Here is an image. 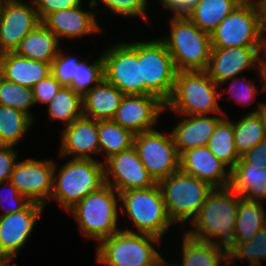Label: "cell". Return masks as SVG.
Instances as JSON below:
<instances>
[{
    "label": "cell",
    "mask_w": 266,
    "mask_h": 266,
    "mask_svg": "<svg viewBox=\"0 0 266 266\" xmlns=\"http://www.w3.org/2000/svg\"><path fill=\"white\" fill-rule=\"evenodd\" d=\"M33 121L25 112L0 105V145H17L29 131Z\"/></svg>",
    "instance_id": "1f68e13d"
},
{
    "label": "cell",
    "mask_w": 266,
    "mask_h": 266,
    "mask_svg": "<svg viewBox=\"0 0 266 266\" xmlns=\"http://www.w3.org/2000/svg\"><path fill=\"white\" fill-rule=\"evenodd\" d=\"M16 1H22V0H0V4L6 3V2H16Z\"/></svg>",
    "instance_id": "db71d44e"
},
{
    "label": "cell",
    "mask_w": 266,
    "mask_h": 266,
    "mask_svg": "<svg viewBox=\"0 0 266 266\" xmlns=\"http://www.w3.org/2000/svg\"><path fill=\"white\" fill-rule=\"evenodd\" d=\"M260 8V13H261V26H262V31L264 34V37L266 38V0H263L259 4Z\"/></svg>",
    "instance_id": "c3c4849f"
},
{
    "label": "cell",
    "mask_w": 266,
    "mask_h": 266,
    "mask_svg": "<svg viewBox=\"0 0 266 266\" xmlns=\"http://www.w3.org/2000/svg\"><path fill=\"white\" fill-rule=\"evenodd\" d=\"M228 265L236 260L246 259L250 266H262L261 259L266 260V226L247 242L228 243Z\"/></svg>",
    "instance_id": "e575fe53"
},
{
    "label": "cell",
    "mask_w": 266,
    "mask_h": 266,
    "mask_svg": "<svg viewBox=\"0 0 266 266\" xmlns=\"http://www.w3.org/2000/svg\"><path fill=\"white\" fill-rule=\"evenodd\" d=\"M248 164L266 168V139L241 156Z\"/></svg>",
    "instance_id": "f6af8a7d"
},
{
    "label": "cell",
    "mask_w": 266,
    "mask_h": 266,
    "mask_svg": "<svg viewBox=\"0 0 266 266\" xmlns=\"http://www.w3.org/2000/svg\"><path fill=\"white\" fill-rule=\"evenodd\" d=\"M161 239L134 230L121 229L96 246V261L107 266H161L164 258L154 245Z\"/></svg>",
    "instance_id": "7a4b0ae2"
},
{
    "label": "cell",
    "mask_w": 266,
    "mask_h": 266,
    "mask_svg": "<svg viewBox=\"0 0 266 266\" xmlns=\"http://www.w3.org/2000/svg\"><path fill=\"white\" fill-rule=\"evenodd\" d=\"M2 79V68H1V65H0V80Z\"/></svg>",
    "instance_id": "11a10c76"
},
{
    "label": "cell",
    "mask_w": 266,
    "mask_h": 266,
    "mask_svg": "<svg viewBox=\"0 0 266 266\" xmlns=\"http://www.w3.org/2000/svg\"><path fill=\"white\" fill-rule=\"evenodd\" d=\"M169 218L175 224L192 222L213 190L208 183L180 169L158 182ZM191 219V220H190Z\"/></svg>",
    "instance_id": "ba28073f"
},
{
    "label": "cell",
    "mask_w": 266,
    "mask_h": 266,
    "mask_svg": "<svg viewBox=\"0 0 266 266\" xmlns=\"http://www.w3.org/2000/svg\"><path fill=\"white\" fill-rule=\"evenodd\" d=\"M184 116L172 129L171 134L179 156L187 150L207 146L221 116Z\"/></svg>",
    "instance_id": "7402d4cb"
},
{
    "label": "cell",
    "mask_w": 266,
    "mask_h": 266,
    "mask_svg": "<svg viewBox=\"0 0 266 266\" xmlns=\"http://www.w3.org/2000/svg\"><path fill=\"white\" fill-rule=\"evenodd\" d=\"M11 262L13 260L10 257L0 254V266H12Z\"/></svg>",
    "instance_id": "681fc988"
},
{
    "label": "cell",
    "mask_w": 266,
    "mask_h": 266,
    "mask_svg": "<svg viewBox=\"0 0 266 266\" xmlns=\"http://www.w3.org/2000/svg\"><path fill=\"white\" fill-rule=\"evenodd\" d=\"M220 87L206 71H177L174 88L165 109L179 115H225L218 103Z\"/></svg>",
    "instance_id": "277c9868"
},
{
    "label": "cell",
    "mask_w": 266,
    "mask_h": 266,
    "mask_svg": "<svg viewBox=\"0 0 266 266\" xmlns=\"http://www.w3.org/2000/svg\"><path fill=\"white\" fill-rule=\"evenodd\" d=\"M264 54L263 56H266V52ZM261 69L264 76V92L266 93V59L264 58L261 60Z\"/></svg>",
    "instance_id": "f907efd6"
},
{
    "label": "cell",
    "mask_w": 266,
    "mask_h": 266,
    "mask_svg": "<svg viewBox=\"0 0 266 266\" xmlns=\"http://www.w3.org/2000/svg\"><path fill=\"white\" fill-rule=\"evenodd\" d=\"M63 49L51 63V74L60 82L62 86L68 87L75 76V64L81 59L66 55Z\"/></svg>",
    "instance_id": "ab89813d"
},
{
    "label": "cell",
    "mask_w": 266,
    "mask_h": 266,
    "mask_svg": "<svg viewBox=\"0 0 266 266\" xmlns=\"http://www.w3.org/2000/svg\"><path fill=\"white\" fill-rule=\"evenodd\" d=\"M151 130L135 134L134 147L148 173L156 182L179 170V154L170 132Z\"/></svg>",
    "instance_id": "7c38bea8"
},
{
    "label": "cell",
    "mask_w": 266,
    "mask_h": 266,
    "mask_svg": "<svg viewBox=\"0 0 266 266\" xmlns=\"http://www.w3.org/2000/svg\"><path fill=\"white\" fill-rule=\"evenodd\" d=\"M222 163L207 146L183 152L179 158V169L213 188H225L230 183L231 170Z\"/></svg>",
    "instance_id": "d6986e66"
},
{
    "label": "cell",
    "mask_w": 266,
    "mask_h": 266,
    "mask_svg": "<svg viewBox=\"0 0 266 266\" xmlns=\"http://www.w3.org/2000/svg\"><path fill=\"white\" fill-rule=\"evenodd\" d=\"M181 265L175 266H226L228 250L224 245L197 240L184 233L181 240ZM221 264V265H220Z\"/></svg>",
    "instance_id": "484cf974"
},
{
    "label": "cell",
    "mask_w": 266,
    "mask_h": 266,
    "mask_svg": "<svg viewBox=\"0 0 266 266\" xmlns=\"http://www.w3.org/2000/svg\"><path fill=\"white\" fill-rule=\"evenodd\" d=\"M173 15H186L198 0H159Z\"/></svg>",
    "instance_id": "bcb514c9"
},
{
    "label": "cell",
    "mask_w": 266,
    "mask_h": 266,
    "mask_svg": "<svg viewBox=\"0 0 266 266\" xmlns=\"http://www.w3.org/2000/svg\"><path fill=\"white\" fill-rule=\"evenodd\" d=\"M148 0H90L88 2L91 9H96V5L102 3L104 7L112 13H117L123 17H141L149 22L147 14Z\"/></svg>",
    "instance_id": "74e56055"
},
{
    "label": "cell",
    "mask_w": 266,
    "mask_h": 266,
    "mask_svg": "<svg viewBox=\"0 0 266 266\" xmlns=\"http://www.w3.org/2000/svg\"><path fill=\"white\" fill-rule=\"evenodd\" d=\"M0 65L5 80L29 88L51 74V63L22 57L15 52L0 54Z\"/></svg>",
    "instance_id": "603a6c76"
},
{
    "label": "cell",
    "mask_w": 266,
    "mask_h": 266,
    "mask_svg": "<svg viewBox=\"0 0 266 266\" xmlns=\"http://www.w3.org/2000/svg\"><path fill=\"white\" fill-rule=\"evenodd\" d=\"M246 200L266 201V168L248 164L242 157L231 169L228 186Z\"/></svg>",
    "instance_id": "cb8c5ba5"
},
{
    "label": "cell",
    "mask_w": 266,
    "mask_h": 266,
    "mask_svg": "<svg viewBox=\"0 0 266 266\" xmlns=\"http://www.w3.org/2000/svg\"><path fill=\"white\" fill-rule=\"evenodd\" d=\"M0 105L25 112L34 120L29 110L35 106L32 88L9 82L2 77L0 80Z\"/></svg>",
    "instance_id": "d590c367"
},
{
    "label": "cell",
    "mask_w": 266,
    "mask_h": 266,
    "mask_svg": "<svg viewBox=\"0 0 266 266\" xmlns=\"http://www.w3.org/2000/svg\"><path fill=\"white\" fill-rule=\"evenodd\" d=\"M33 2L41 21L51 13L82 4L81 0H33Z\"/></svg>",
    "instance_id": "7bdbcfd3"
},
{
    "label": "cell",
    "mask_w": 266,
    "mask_h": 266,
    "mask_svg": "<svg viewBox=\"0 0 266 266\" xmlns=\"http://www.w3.org/2000/svg\"><path fill=\"white\" fill-rule=\"evenodd\" d=\"M124 96L103 78L82 96L83 116L94 120H112Z\"/></svg>",
    "instance_id": "d4e9b609"
},
{
    "label": "cell",
    "mask_w": 266,
    "mask_h": 266,
    "mask_svg": "<svg viewBox=\"0 0 266 266\" xmlns=\"http://www.w3.org/2000/svg\"><path fill=\"white\" fill-rule=\"evenodd\" d=\"M119 196L123 204H119V208L130 217L135 233L150 234L162 240L173 222L168 216L158 182L149 188L119 193Z\"/></svg>",
    "instance_id": "52a82bcc"
},
{
    "label": "cell",
    "mask_w": 266,
    "mask_h": 266,
    "mask_svg": "<svg viewBox=\"0 0 266 266\" xmlns=\"http://www.w3.org/2000/svg\"><path fill=\"white\" fill-rule=\"evenodd\" d=\"M240 195L229 187L213 188L188 230L189 236L226 246L233 237Z\"/></svg>",
    "instance_id": "6da1fadb"
},
{
    "label": "cell",
    "mask_w": 266,
    "mask_h": 266,
    "mask_svg": "<svg viewBox=\"0 0 266 266\" xmlns=\"http://www.w3.org/2000/svg\"><path fill=\"white\" fill-rule=\"evenodd\" d=\"M236 151L241 157L247 151L266 139V133L256 114L247 113L233 122Z\"/></svg>",
    "instance_id": "836d02e7"
},
{
    "label": "cell",
    "mask_w": 266,
    "mask_h": 266,
    "mask_svg": "<svg viewBox=\"0 0 266 266\" xmlns=\"http://www.w3.org/2000/svg\"><path fill=\"white\" fill-rule=\"evenodd\" d=\"M60 42L43 23H40L20 41L14 52L32 60L52 63L61 49Z\"/></svg>",
    "instance_id": "4316f807"
},
{
    "label": "cell",
    "mask_w": 266,
    "mask_h": 266,
    "mask_svg": "<svg viewBox=\"0 0 266 266\" xmlns=\"http://www.w3.org/2000/svg\"><path fill=\"white\" fill-rule=\"evenodd\" d=\"M104 184L103 162L97 159L71 158L59 170L54 166L51 198L68 212Z\"/></svg>",
    "instance_id": "5b68a950"
},
{
    "label": "cell",
    "mask_w": 266,
    "mask_h": 266,
    "mask_svg": "<svg viewBox=\"0 0 266 266\" xmlns=\"http://www.w3.org/2000/svg\"><path fill=\"white\" fill-rule=\"evenodd\" d=\"M207 147L230 170L241 158L235 147L233 122L228 116L217 123Z\"/></svg>",
    "instance_id": "f546056e"
},
{
    "label": "cell",
    "mask_w": 266,
    "mask_h": 266,
    "mask_svg": "<svg viewBox=\"0 0 266 266\" xmlns=\"http://www.w3.org/2000/svg\"><path fill=\"white\" fill-rule=\"evenodd\" d=\"M55 164L52 159L21 160L15 164L9 181L31 202L46 206L51 199Z\"/></svg>",
    "instance_id": "9a60e30c"
},
{
    "label": "cell",
    "mask_w": 266,
    "mask_h": 266,
    "mask_svg": "<svg viewBox=\"0 0 266 266\" xmlns=\"http://www.w3.org/2000/svg\"><path fill=\"white\" fill-rule=\"evenodd\" d=\"M257 109L249 112V114H256L257 117L260 120L261 125L263 126L265 133H266V103H260L257 104Z\"/></svg>",
    "instance_id": "7dc6e473"
},
{
    "label": "cell",
    "mask_w": 266,
    "mask_h": 266,
    "mask_svg": "<svg viewBox=\"0 0 266 266\" xmlns=\"http://www.w3.org/2000/svg\"><path fill=\"white\" fill-rule=\"evenodd\" d=\"M96 12L83 10L81 5L47 15L41 22L60 40L80 38L99 32Z\"/></svg>",
    "instance_id": "44dd1931"
},
{
    "label": "cell",
    "mask_w": 266,
    "mask_h": 266,
    "mask_svg": "<svg viewBox=\"0 0 266 266\" xmlns=\"http://www.w3.org/2000/svg\"><path fill=\"white\" fill-rule=\"evenodd\" d=\"M263 204V202L240 199L235 229L229 243L247 242L266 226V210Z\"/></svg>",
    "instance_id": "f1b7e54d"
},
{
    "label": "cell",
    "mask_w": 266,
    "mask_h": 266,
    "mask_svg": "<svg viewBox=\"0 0 266 266\" xmlns=\"http://www.w3.org/2000/svg\"><path fill=\"white\" fill-rule=\"evenodd\" d=\"M100 153L105 159L134 146L135 134L113 120H98Z\"/></svg>",
    "instance_id": "4dcf8cb0"
},
{
    "label": "cell",
    "mask_w": 266,
    "mask_h": 266,
    "mask_svg": "<svg viewBox=\"0 0 266 266\" xmlns=\"http://www.w3.org/2000/svg\"><path fill=\"white\" fill-rule=\"evenodd\" d=\"M161 266H175V264H170L169 262H166V260L164 259V260L162 261Z\"/></svg>",
    "instance_id": "816d5d0a"
},
{
    "label": "cell",
    "mask_w": 266,
    "mask_h": 266,
    "mask_svg": "<svg viewBox=\"0 0 266 266\" xmlns=\"http://www.w3.org/2000/svg\"><path fill=\"white\" fill-rule=\"evenodd\" d=\"M5 188L9 189L7 190V193H5ZM0 189H4L2 190V192H4V195L0 190V207L3 210L2 213L0 212V216H6L10 213L14 214L20 212L31 203V201L26 196L19 193L18 189L10 181L0 182ZM6 200L7 202H9V205L6 204ZM3 202L6 205L2 204Z\"/></svg>",
    "instance_id": "f35d334b"
},
{
    "label": "cell",
    "mask_w": 266,
    "mask_h": 266,
    "mask_svg": "<svg viewBox=\"0 0 266 266\" xmlns=\"http://www.w3.org/2000/svg\"><path fill=\"white\" fill-rule=\"evenodd\" d=\"M165 44L177 71H206L212 51L210 33L200 30L186 15L169 18Z\"/></svg>",
    "instance_id": "3957f363"
},
{
    "label": "cell",
    "mask_w": 266,
    "mask_h": 266,
    "mask_svg": "<svg viewBox=\"0 0 266 266\" xmlns=\"http://www.w3.org/2000/svg\"><path fill=\"white\" fill-rule=\"evenodd\" d=\"M141 95H152L166 103L171 97L177 70L160 39L141 42Z\"/></svg>",
    "instance_id": "30bf717a"
},
{
    "label": "cell",
    "mask_w": 266,
    "mask_h": 266,
    "mask_svg": "<svg viewBox=\"0 0 266 266\" xmlns=\"http://www.w3.org/2000/svg\"><path fill=\"white\" fill-rule=\"evenodd\" d=\"M266 46H240L230 48H212L209 64L206 69L208 76L218 85H222L248 69H255L263 83L264 76L261 60Z\"/></svg>",
    "instance_id": "4fadbf2b"
},
{
    "label": "cell",
    "mask_w": 266,
    "mask_h": 266,
    "mask_svg": "<svg viewBox=\"0 0 266 266\" xmlns=\"http://www.w3.org/2000/svg\"><path fill=\"white\" fill-rule=\"evenodd\" d=\"M59 157L72 156V159H95L93 154L100 153L98 120L85 116L65 126L61 133Z\"/></svg>",
    "instance_id": "ffe728a7"
},
{
    "label": "cell",
    "mask_w": 266,
    "mask_h": 266,
    "mask_svg": "<svg viewBox=\"0 0 266 266\" xmlns=\"http://www.w3.org/2000/svg\"><path fill=\"white\" fill-rule=\"evenodd\" d=\"M31 2L0 4V54L14 52L20 41L42 23L33 0Z\"/></svg>",
    "instance_id": "2e32d148"
},
{
    "label": "cell",
    "mask_w": 266,
    "mask_h": 266,
    "mask_svg": "<svg viewBox=\"0 0 266 266\" xmlns=\"http://www.w3.org/2000/svg\"><path fill=\"white\" fill-rule=\"evenodd\" d=\"M44 209V205L31 202L20 212L0 216L1 255L8 256L14 261L18 251L26 245Z\"/></svg>",
    "instance_id": "ac0fdd59"
},
{
    "label": "cell",
    "mask_w": 266,
    "mask_h": 266,
    "mask_svg": "<svg viewBox=\"0 0 266 266\" xmlns=\"http://www.w3.org/2000/svg\"><path fill=\"white\" fill-rule=\"evenodd\" d=\"M103 164L105 183L118 193L149 188L157 183L144 167L134 146L112 155Z\"/></svg>",
    "instance_id": "5bb4252c"
},
{
    "label": "cell",
    "mask_w": 266,
    "mask_h": 266,
    "mask_svg": "<svg viewBox=\"0 0 266 266\" xmlns=\"http://www.w3.org/2000/svg\"><path fill=\"white\" fill-rule=\"evenodd\" d=\"M101 55L104 79L124 95H141V41H118Z\"/></svg>",
    "instance_id": "8fae6325"
},
{
    "label": "cell",
    "mask_w": 266,
    "mask_h": 266,
    "mask_svg": "<svg viewBox=\"0 0 266 266\" xmlns=\"http://www.w3.org/2000/svg\"><path fill=\"white\" fill-rule=\"evenodd\" d=\"M230 80L229 89H227V92L230 93L232 96V99H234L236 102L246 105L247 106L254 101V98L256 97L258 90L253 82L248 79L245 80L244 78L240 77H234ZM253 99V100H252Z\"/></svg>",
    "instance_id": "60d3db41"
},
{
    "label": "cell",
    "mask_w": 266,
    "mask_h": 266,
    "mask_svg": "<svg viewBox=\"0 0 266 266\" xmlns=\"http://www.w3.org/2000/svg\"><path fill=\"white\" fill-rule=\"evenodd\" d=\"M212 48L266 46L258 4L242 1L210 33Z\"/></svg>",
    "instance_id": "9c48e42d"
},
{
    "label": "cell",
    "mask_w": 266,
    "mask_h": 266,
    "mask_svg": "<svg viewBox=\"0 0 266 266\" xmlns=\"http://www.w3.org/2000/svg\"><path fill=\"white\" fill-rule=\"evenodd\" d=\"M243 0H198L186 16L202 31L213 32Z\"/></svg>",
    "instance_id": "83f0119b"
},
{
    "label": "cell",
    "mask_w": 266,
    "mask_h": 266,
    "mask_svg": "<svg viewBox=\"0 0 266 266\" xmlns=\"http://www.w3.org/2000/svg\"><path fill=\"white\" fill-rule=\"evenodd\" d=\"M14 146L0 145V182L9 181L15 164L17 152Z\"/></svg>",
    "instance_id": "ee69618b"
},
{
    "label": "cell",
    "mask_w": 266,
    "mask_h": 266,
    "mask_svg": "<svg viewBox=\"0 0 266 266\" xmlns=\"http://www.w3.org/2000/svg\"><path fill=\"white\" fill-rule=\"evenodd\" d=\"M47 106L50 119L62 121L65 126L83 116L82 96L71 87L63 86Z\"/></svg>",
    "instance_id": "d6a6232c"
},
{
    "label": "cell",
    "mask_w": 266,
    "mask_h": 266,
    "mask_svg": "<svg viewBox=\"0 0 266 266\" xmlns=\"http://www.w3.org/2000/svg\"><path fill=\"white\" fill-rule=\"evenodd\" d=\"M103 78L102 55L92 64L83 59L75 64V76H73L72 82L68 87H71L76 93L84 96Z\"/></svg>",
    "instance_id": "8d00e7d4"
},
{
    "label": "cell",
    "mask_w": 266,
    "mask_h": 266,
    "mask_svg": "<svg viewBox=\"0 0 266 266\" xmlns=\"http://www.w3.org/2000/svg\"><path fill=\"white\" fill-rule=\"evenodd\" d=\"M62 87L60 82L52 74L40 80L32 88L35 105L38 103L48 105Z\"/></svg>",
    "instance_id": "b9f144b4"
},
{
    "label": "cell",
    "mask_w": 266,
    "mask_h": 266,
    "mask_svg": "<svg viewBox=\"0 0 266 266\" xmlns=\"http://www.w3.org/2000/svg\"><path fill=\"white\" fill-rule=\"evenodd\" d=\"M165 103L152 95H125L118 107L114 122L134 134L154 130Z\"/></svg>",
    "instance_id": "e0dca14e"
},
{
    "label": "cell",
    "mask_w": 266,
    "mask_h": 266,
    "mask_svg": "<svg viewBox=\"0 0 266 266\" xmlns=\"http://www.w3.org/2000/svg\"><path fill=\"white\" fill-rule=\"evenodd\" d=\"M243 1L250 2V3H255V4H259L263 0H243Z\"/></svg>",
    "instance_id": "f5cc1de1"
},
{
    "label": "cell",
    "mask_w": 266,
    "mask_h": 266,
    "mask_svg": "<svg viewBox=\"0 0 266 266\" xmlns=\"http://www.w3.org/2000/svg\"><path fill=\"white\" fill-rule=\"evenodd\" d=\"M118 202L119 193L105 183L68 212L73 214L84 237L100 242L121 230L117 226Z\"/></svg>",
    "instance_id": "8992f818"
}]
</instances>
